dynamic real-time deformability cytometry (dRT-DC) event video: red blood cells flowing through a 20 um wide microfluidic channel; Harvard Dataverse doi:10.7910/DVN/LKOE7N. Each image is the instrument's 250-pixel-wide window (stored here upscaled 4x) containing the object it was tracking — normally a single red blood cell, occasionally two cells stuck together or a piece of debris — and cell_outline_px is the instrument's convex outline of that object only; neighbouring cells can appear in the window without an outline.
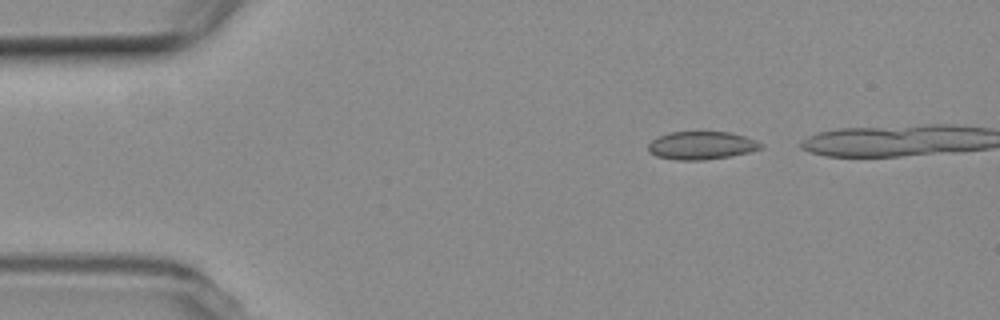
{"species": "common noctule bat (a hibernating species)", "species_latin": "Nyctalus noctula", "temperature_condition": "room temperature", "stored_images_in_passage": 5, "camera_frame_rate_fps": 3000, "um_per_image_px": 0.085, "animal": {"sex": "female", "body_mass_g": 19.3, "forearm_length_mm": 54.1}, "frame": {"image": 1, "passage_image": 2, "time_ms": 1.0, "image_size_px": [1000, 320], "cell_outline_px": [[764, 148], [752, 152], [732, 156], [704, 160], [676, 160], [656, 156], [648, 152], [648, 144], [652, 140], [660, 136], [672, 132], [732, 132], [756, 140], [764, 144]], "centroid_in_image_um": [59.68, 12.37], "position_along_channel_um": 25.3, "area_um2": 18.61}}